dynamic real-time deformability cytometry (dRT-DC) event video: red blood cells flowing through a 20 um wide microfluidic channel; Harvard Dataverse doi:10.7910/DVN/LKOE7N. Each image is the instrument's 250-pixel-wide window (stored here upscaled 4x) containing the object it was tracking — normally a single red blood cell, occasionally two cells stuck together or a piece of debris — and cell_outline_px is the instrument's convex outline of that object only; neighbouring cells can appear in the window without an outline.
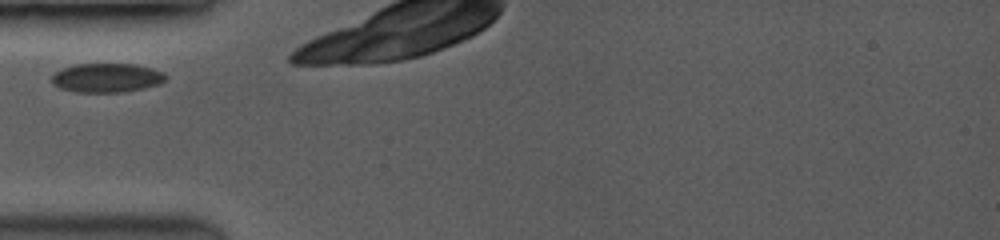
{"species": "common noctule bat (a hibernating species)", "species_latin": "Nyctalus noctula", "temperature_condition": "room temperature", "stored_images_in_passage": 11, "camera_frame_rate_fps": 3500, "um_per_image_px": 0.085, "animal": {"sex": "female", "body_mass_g": 19.0, "forearm_length_mm": 53.3}, "frame": {"image": 1, "passage_image": 1, "time_ms": 0.0, "image_size_px": [1000, 240], "cell_outline_px": [[168, 76], [164, 80], [156, 84], [144, 88], [120, 92], [80, 92], [60, 88], [52, 84], [52, 76], [60, 68], [76, 64], [136, 64], [152, 68]], "centroid_in_image_um": [9.04, 6.6], "position_along_channel_um": 76.0, "area_um2": 19.13}}
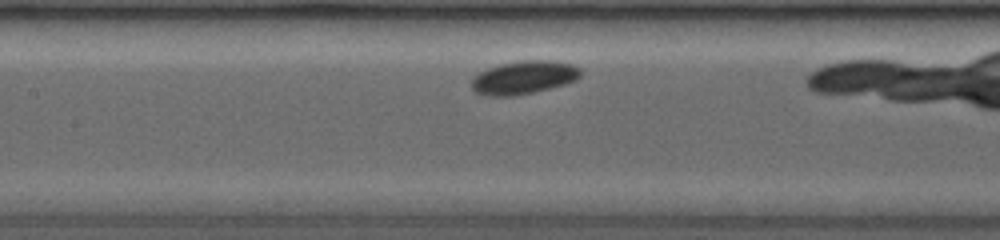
{"frame": {"image": 2, "passage_image": 4, "time_ms": 2.286, "image_size_px": [1000, 240], "cell_outline_px": [[580, 76], [564, 84], [532, 92], [504, 96], [496, 96], [476, 92], [472, 88], [472, 76], [488, 68], [500, 64], [520, 60], [548, 60], [572, 64], [580, 68]], "centroid_in_image_um": [44.5, 6.56], "position_along_channel_um": 162.9, "area_um2": 20.63}}
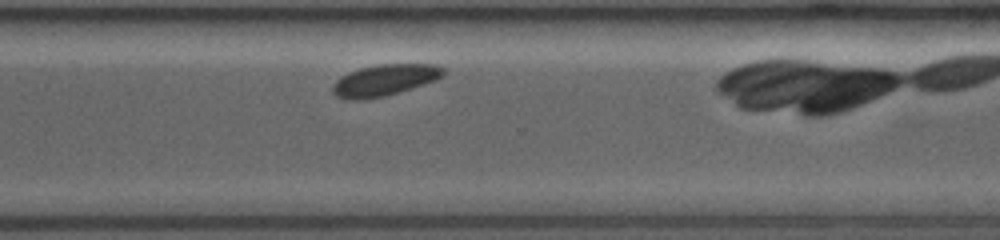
{"frame": {"image": 3, "passage_image": 10, "time_ms": 6.857, "image_size_px": [1000, 240], "cell_outline_px": [[444, 72], [440, 76], [432, 80], [384, 96], [364, 100], [344, 100], [336, 96], [332, 92], [332, 84], [336, 80], [360, 68], [380, 64], [432, 64], [444, 68]], "centroid_in_image_um": [32.59, 6.82], "position_along_channel_um": 338.0, "area_um2": 19.65}}